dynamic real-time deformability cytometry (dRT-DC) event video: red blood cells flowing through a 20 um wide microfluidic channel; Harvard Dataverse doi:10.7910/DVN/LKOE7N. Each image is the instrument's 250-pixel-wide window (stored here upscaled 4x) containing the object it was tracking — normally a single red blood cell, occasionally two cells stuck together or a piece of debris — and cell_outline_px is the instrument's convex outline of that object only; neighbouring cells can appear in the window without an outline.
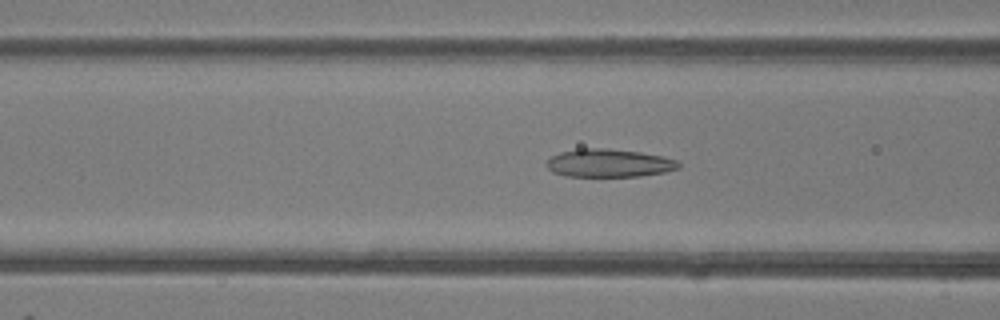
{"species": "common noctule bat (a hibernating species)", "species_latin": "Nyctalus noctula", "temperature_condition": "room temperature", "stored_images_in_passage": 49, "camera_frame_rate_fps": 3000, "um_per_image_px": 0.085, "animal": {"sex": "female"}, "frame": {"image": 1, "passage_image": 18, "time_ms": 5.667, "image_size_px": [1000, 320], "cell_outline_px": [[680, 168], [664, 172], [640, 176], [564, 176], [552, 172], [544, 164], [552, 156], [560, 152], [580, 148], [604, 148], [640, 152], [664, 156], [680, 160]], "centroid_in_image_um": [51.78, 13.86], "position_along_channel_um": 114.8, "area_um2": 21.79}}
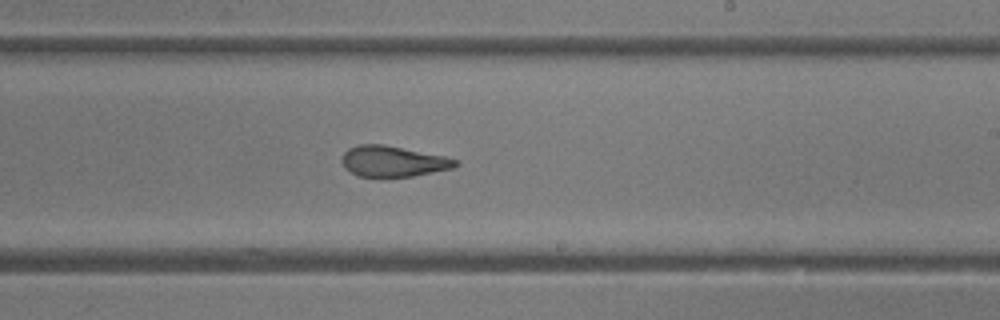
{"frame": {"image": 2, "passage_image": 28, "time_ms": 9.0, "image_size_px": [1000, 320], "cell_outline_px": [[460, 164], [456, 168], [412, 176], [356, 176], [344, 168], [340, 160], [344, 152], [348, 148], [360, 144], [384, 144], [444, 156], [460, 160]], "centroid_in_image_um": [33.42, 13.71], "position_along_channel_um": 255.6, "area_um2": 20.58}}
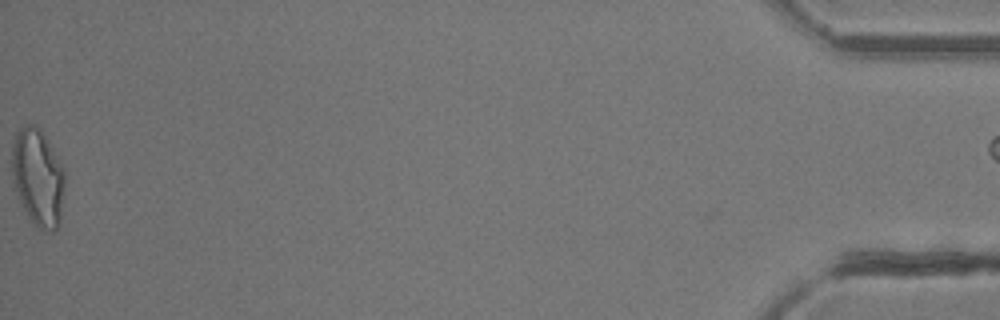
{"frame": {"image": 3, "passage_image": 48, "time_ms": 15.667, "image_size_px": [1000, 320], "cell_outline_px": [[64, 188], [60, 220], [56, 228], [52, 232], [44, 232], [36, 228], [32, 224], [20, 204], [12, 176], [12, 144], [16, 132], [24, 124], [32, 124], [40, 128], [48, 140], [64, 168]], "centroid_in_image_um": [3.21, 15.1], "position_along_channel_um": 432.0, "area_um2": 30.4}, "authors_computed_cell_mechanics": {"area_um2": 23.0044, "velocity_mm_per_s": 4.2192, "shape_relaxation_time_tau1_ms": null, "shape_relaxation_time_tau2_ms": 1.4455, "deformation_change_tau1": null, "deformation_change_tau2": 0.1001}}